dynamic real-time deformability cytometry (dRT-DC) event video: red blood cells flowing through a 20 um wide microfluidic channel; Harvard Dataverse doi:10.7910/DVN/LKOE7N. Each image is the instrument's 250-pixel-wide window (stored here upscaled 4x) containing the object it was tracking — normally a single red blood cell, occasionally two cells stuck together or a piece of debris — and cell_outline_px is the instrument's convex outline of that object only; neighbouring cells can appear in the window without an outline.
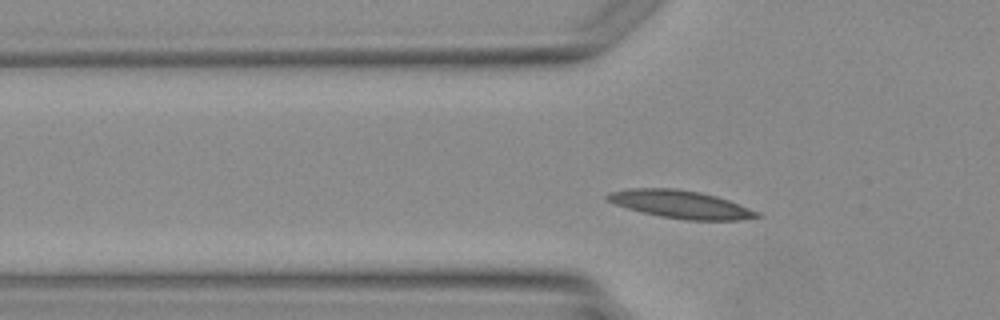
{"species": "Egyptian fruit bat (a non-hibernating species)", "species_latin": "Rousettus aegyptiacus", "temperature_condition": "warm", "stored_images_in_passage": 5, "camera_frame_rate_fps": 3000, "um_per_image_px": 0.085, "animal": {"sex": "female"}, "frame": {"image": 1, "passage_image": 5, "time_ms": 7.0, "image_size_px": [1000, 320], "cell_outline_px": [[764, 216], [740, 220], [688, 220], [660, 216], [628, 208], [616, 204], [608, 200], [604, 196], [612, 192], [632, 188], [672, 188], [700, 192], [716, 196], [728, 200], [760, 212]], "centroid_in_image_um": [57.92, 17.37], "position_along_channel_um": 67.9, "area_um2": 23.99}}